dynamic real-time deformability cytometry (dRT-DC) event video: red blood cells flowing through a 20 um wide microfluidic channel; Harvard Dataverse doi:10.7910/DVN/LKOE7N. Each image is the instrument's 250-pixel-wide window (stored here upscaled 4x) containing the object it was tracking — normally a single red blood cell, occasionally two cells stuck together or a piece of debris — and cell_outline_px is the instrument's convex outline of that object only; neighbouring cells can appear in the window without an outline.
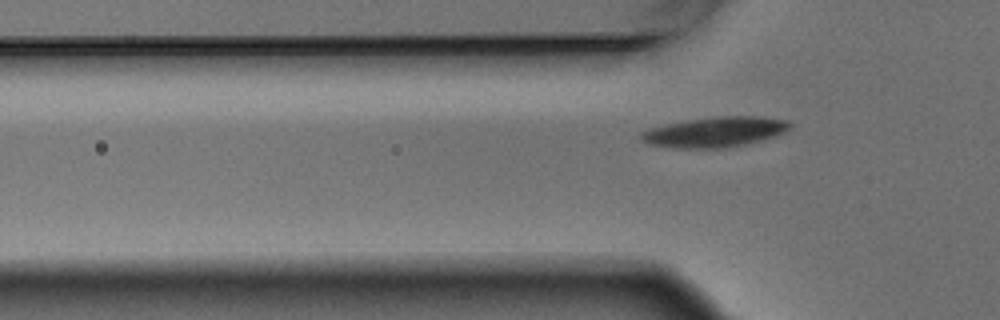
{"species": "Egyptian fruit bat (a non-hibernating species)", "species_latin": "Rousettus aegyptiacus", "temperature_condition": "warm", "stored_images_in_passage": 3, "segment_of_instrument_passage": [2, 2], "camera_frame_rate_fps": 3000, "um_per_image_px": 0.085, "animal": {"sex": "male"}, "frame": {"image": 1, "passage_image": 3, "time_ms": 0.667, "image_size_px": [1000, 320], "cell_outline_px": [[792, 124], [784, 132], [760, 140], [744, 144], [724, 148], [676, 148], [648, 144], [640, 140], [640, 132], [648, 128], [688, 120], [716, 116], [764, 116], [788, 120]], "centroid_in_image_um": [60.74, 11.21], "position_along_channel_um": 65.1, "area_um2": 26.13}}